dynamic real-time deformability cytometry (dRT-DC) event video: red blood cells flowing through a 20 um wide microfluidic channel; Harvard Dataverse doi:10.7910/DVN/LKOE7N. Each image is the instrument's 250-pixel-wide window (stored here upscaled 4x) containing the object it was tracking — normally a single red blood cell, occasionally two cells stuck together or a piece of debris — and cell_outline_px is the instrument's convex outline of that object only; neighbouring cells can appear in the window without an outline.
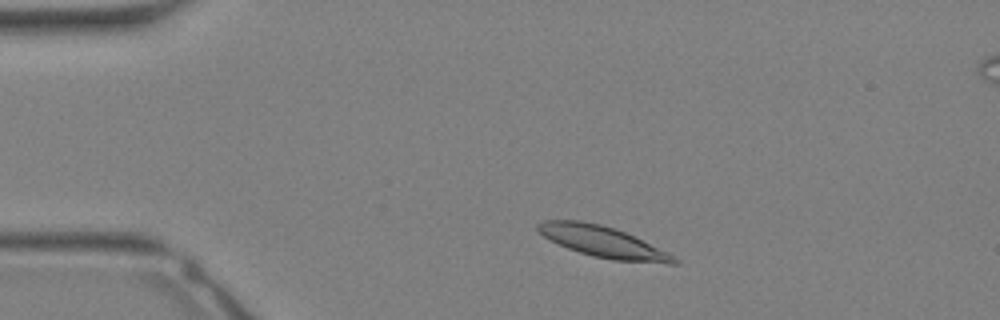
{"species": "Egyptian fruit bat (a non-hibernating species)", "species_latin": "Rousettus aegyptiacus", "temperature_condition": "warm", "stored_images_in_passage": 18, "camera_frame_rate_fps": 3000, "um_per_image_px": 0.085, "animal": {"sex": "female"}, "frame": {"image": 1, "passage_image": 4, "time_ms": 1.0, "image_size_px": [1000, 320], "cell_outline_px": [[680, 264], [668, 264], [612, 260], [592, 256], [568, 248], [544, 236], [536, 228], [536, 224], [544, 220], [580, 220], [600, 224], [624, 232], [668, 252], [676, 256], [680, 260]], "centroid_in_image_um": [51.3, 20.57], "position_along_channel_um": 33.7, "area_um2": 24.51}}
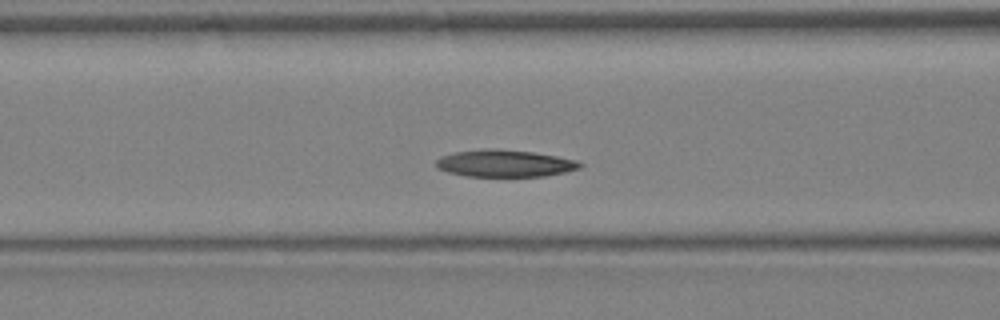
{"frame": {"image": 2, "passage_image": 11, "time_ms": 3.333, "image_size_px": [1000, 320], "cell_outline_px": [[584, 164], [580, 168], [564, 172], [544, 176], [464, 176], [448, 172], [436, 168], [436, 160], [440, 156], [452, 152], [484, 148], [496, 148], [532, 152], [556, 156], [576, 160]], "centroid_in_image_um": [42.85, 13.87], "position_along_channel_um": 123.7, "area_um2": 22.83}}
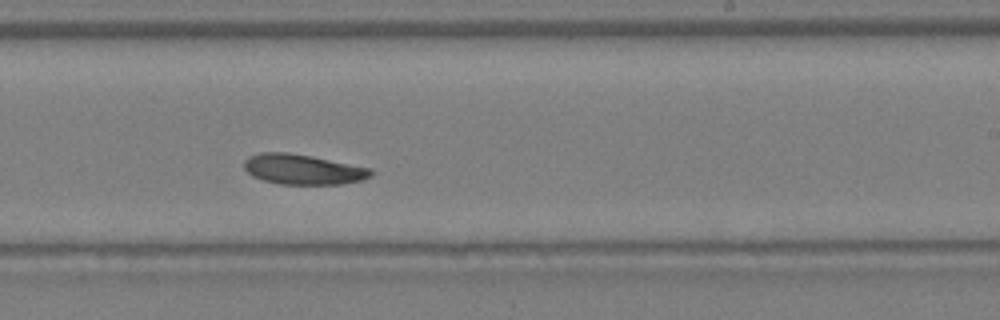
{"frame": {"image": 3, "passage_image": 18, "time_ms": 5.667, "image_size_px": [1000, 320], "cell_outline_px": [[372, 176], [360, 180], [340, 184], [280, 184], [264, 180], [252, 176], [244, 168], [244, 160], [248, 156], [260, 152], [288, 152], [312, 156], [372, 168]], "centroid_in_image_um": [25.73, 14.38], "position_along_channel_um": 263.3, "area_um2": 22.31}}